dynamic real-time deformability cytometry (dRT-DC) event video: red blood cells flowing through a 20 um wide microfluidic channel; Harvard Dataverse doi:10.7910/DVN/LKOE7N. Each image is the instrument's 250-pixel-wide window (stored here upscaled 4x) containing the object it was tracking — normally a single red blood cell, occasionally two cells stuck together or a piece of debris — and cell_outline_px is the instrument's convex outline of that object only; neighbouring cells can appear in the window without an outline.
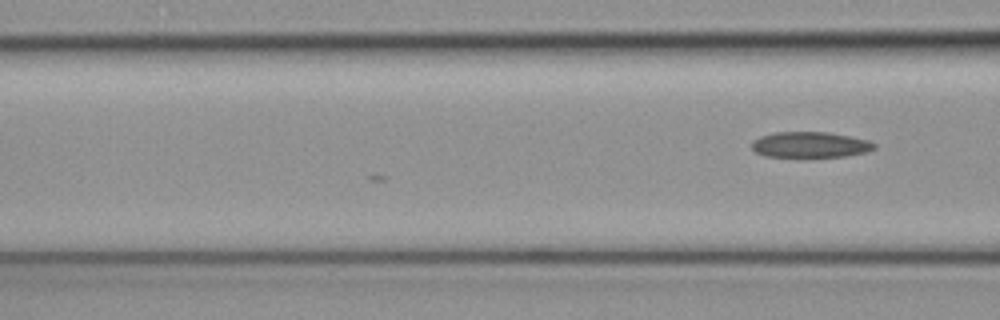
{"species": "common noctule bat (a hibernating species)", "species_latin": "Nyctalus noctula", "temperature_condition": "cold", "stored_images_in_passage": 6, "camera_frame_rate_fps": 3000, "um_per_image_px": 0.085, "animal": {"sex": "female", "body_mass_g": 19.3, "forearm_length_mm": 54.1}, "frame": {"image": 1, "passage_image": 6, "time_ms": 1.667, "image_size_px": [1000, 320], "cell_outline_px": [[876, 148], [864, 152], [848, 156], [796, 160], [764, 156], [756, 152], [752, 148], [752, 140], [760, 136], [776, 132], [828, 132], [868, 140], [876, 144]], "centroid_in_image_um": [68.81, 12.36], "position_along_channel_um": 97.8, "area_um2": 19.36}}